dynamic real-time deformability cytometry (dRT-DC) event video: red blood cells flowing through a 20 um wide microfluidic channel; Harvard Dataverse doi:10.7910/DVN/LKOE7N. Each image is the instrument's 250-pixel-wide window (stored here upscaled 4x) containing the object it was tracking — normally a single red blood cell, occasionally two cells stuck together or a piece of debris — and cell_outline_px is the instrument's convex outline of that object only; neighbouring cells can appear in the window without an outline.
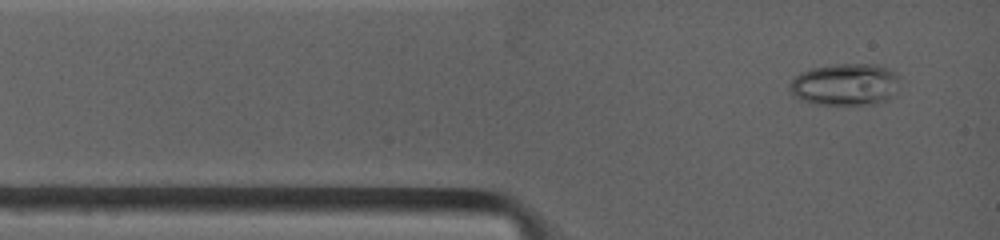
{"species": "common noctule bat (a hibernating species)", "species_latin": "Nyctalus noctula", "temperature_condition": "warm", "stored_images_in_passage": 4, "camera_frame_rate_fps": 4500, "um_per_image_px": 0.085, "animal": {"sex": "female", "body_mass_g": 19.0, "forearm_length_mm": 53.3}, "frame": {"image": 1, "passage_image": 1, "time_ms": 0.0, "image_size_px": [1000, 240], "cell_outline_px": [[900, 76], [896, 92], [888, 100], [876, 104], [816, 104], [804, 100], [796, 96], [788, 88], [788, 84], [796, 76], [812, 68], [836, 64], [872, 64], [888, 68], [896, 72]], "centroid_in_image_um": [71.9, 7.18], "position_along_channel_um": 13.1, "area_um2": 26.88}}